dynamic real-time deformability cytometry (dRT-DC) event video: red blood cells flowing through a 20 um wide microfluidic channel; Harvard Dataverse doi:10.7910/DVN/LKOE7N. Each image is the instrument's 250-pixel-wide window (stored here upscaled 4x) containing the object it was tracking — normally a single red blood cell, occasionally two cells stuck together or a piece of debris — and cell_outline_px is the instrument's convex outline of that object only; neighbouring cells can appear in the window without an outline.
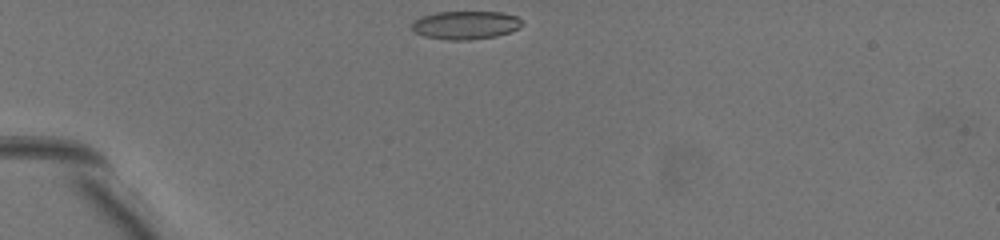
{"species": "common noctule bat (a hibernating species)", "species_latin": "Nyctalus noctula", "temperature_condition": "warm", "stored_images_in_passage": 21, "camera_frame_rate_fps": 3000, "um_per_image_px": 0.085, "animal": {"sex": "female", "body_mass_g": 19.5, "forearm_length_mm": 54.1}, "frame": {"image": 1, "passage_image": 1, "time_ms": 0.0, "image_size_px": [1000, 240], "cell_outline_px": [[524, 24], [520, 28], [496, 36], [468, 40], [448, 40], [424, 36], [416, 32], [412, 28], [412, 24], [420, 16], [436, 12], [500, 12], [516, 16]], "centroid_in_image_um": [39.58, 2.13], "position_along_channel_um": 45.4, "area_um2": 18.09}}
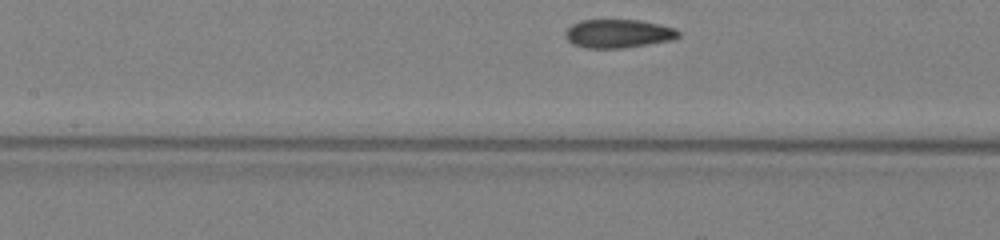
{"frame": {"image": 2, "passage_image": 13, "time_ms": 4.0, "image_size_px": [1000, 240], "cell_outline_px": [[680, 36], [668, 40], [648, 44], [624, 48], [584, 48], [572, 44], [564, 36], [564, 32], [572, 24], [580, 20], [640, 20], [660, 24], [676, 28], [680, 32]], "centroid_in_image_um": [52.52, 2.85], "position_along_channel_um": 154.9, "area_um2": 18.9}}
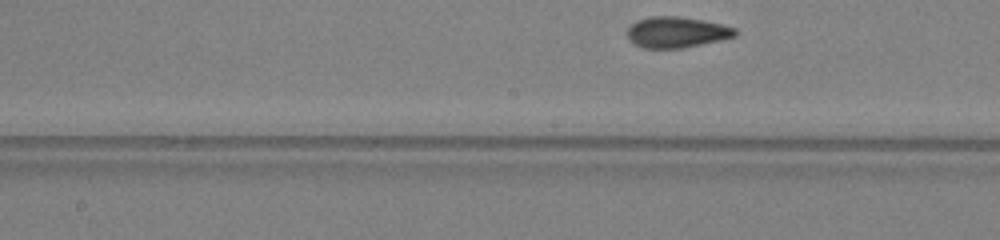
{"frame": {"image": 3, "passage_image": 16, "time_ms": 5.0, "image_size_px": [1000, 240], "cell_outline_px": [[740, 32], [736, 36], [720, 40], [680, 48], [644, 48], [632, 44], [628, 40], [628, 28], [636, 20], [648, 16], [680, 16], [704, 20], [724, 24], [736, 28]], "centroid_in_image_um": [57.52, 2.72], "position_along_channel_um": 190.7, "area_um2": 19.71}}